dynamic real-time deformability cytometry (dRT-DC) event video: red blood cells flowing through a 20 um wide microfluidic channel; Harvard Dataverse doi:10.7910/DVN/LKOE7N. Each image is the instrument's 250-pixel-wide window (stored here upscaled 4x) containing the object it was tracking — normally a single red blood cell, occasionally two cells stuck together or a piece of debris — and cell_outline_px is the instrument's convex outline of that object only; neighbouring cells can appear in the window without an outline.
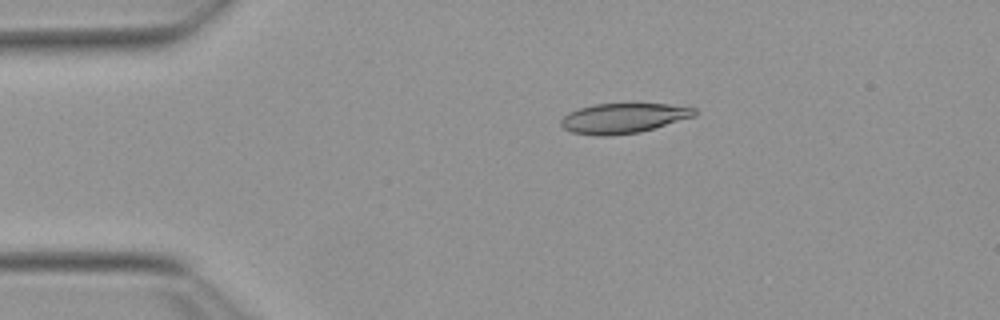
{"species": "Egyptian fruit bat (a non-hibernating species)", "species_latin": "Rousettus aegyptiacus", "temperature_condition": "warm", "stored_images_in_passage": 13, "camera_frame_rate_fps": 3000, "um_per_image_px": 0.085, "animal": {"sex": "female"}, "frame": {"image": 1, "passage_image": 10, "time_ms": 3.0, "image_size_px": [1000, 320], "cell_outline_px": [[696, 116], [640, 132], [608, 136], [596, 136], [572, 132], [564, 128], [560, 124], [560, 120], [568, 112], [592, 104], [668, 104], [696, 108]], "centroid_in_image_um": [52.97, 10.05], "position_along_channel_um": 32.0, "area_um2": 23.35}}